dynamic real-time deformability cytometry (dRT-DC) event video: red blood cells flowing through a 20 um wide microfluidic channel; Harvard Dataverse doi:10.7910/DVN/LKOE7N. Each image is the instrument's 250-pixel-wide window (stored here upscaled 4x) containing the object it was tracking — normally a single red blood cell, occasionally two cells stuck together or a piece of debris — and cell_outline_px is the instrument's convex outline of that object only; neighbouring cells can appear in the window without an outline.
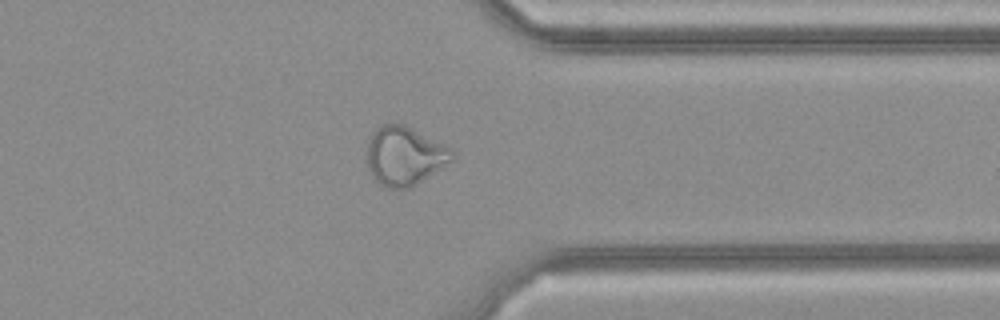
{"species": "common noctule bat (a hibernating species)", "species_latin": "Nyctalus noctula", "temperature_condition": "cold", "stored_images_in_passage": 28, "camera_frame_rate_fps": 3000, "um_per_image_px": 0.085, "animal": {"sex": "female", "body_mass_g": 21.9}, "frame": {"image": 1, "passage_image": 24, "time_ms": 7.667, "image_size_px": [1000, 320], "cell_outline_px": [[456, 156], [452, 160], [416, 184], [408, 188], [384, 188], [368, 172], [364, 156], [368, 140], [372, 132], [376, 128], [384, 124], [404, 124], [452, 148]], "centroid_in_image_um": [34.33, 13.25], "position_along_channel_um": 377.1, "area_um2": 29.48}}